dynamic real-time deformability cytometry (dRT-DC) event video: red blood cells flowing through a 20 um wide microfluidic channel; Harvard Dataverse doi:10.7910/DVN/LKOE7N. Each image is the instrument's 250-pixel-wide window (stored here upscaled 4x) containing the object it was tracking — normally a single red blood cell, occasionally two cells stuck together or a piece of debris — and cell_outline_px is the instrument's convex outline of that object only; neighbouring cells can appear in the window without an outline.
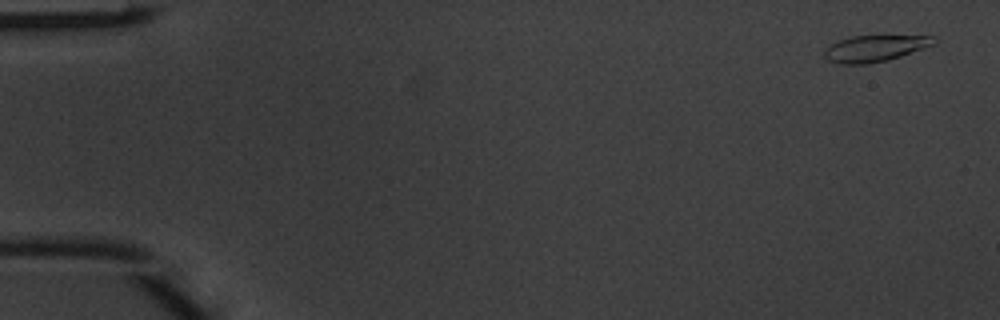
{"species": "common noctule bat (a hibernating species)", "species_latin": "Nyctalus noctula", "temperature_condition": "warm", "stored_images_in_passage": 5, "camera_frame_rate_fps": 3000, "um_per_image_px": 0.085, "animal": {"sex": "male", "body_mass_g": 20.1, "forearm_length_mm": 53.5}, "frame": {"image": 1, "passage_image": 1, "time_ms": 0.0, "image_size_px": [1000, 320], "cell_outline_px": [[936, 44], [888, 60], [868, 64], [840, 64], [828, 60], [824, 56], [824, 52], [832, 44], [840, 40], [852, 36], [936, 36]], "centroid_in_image_um": [74.39, 4.12], "position_along_channel_um": 10.6, "area_um2": 16.65}}